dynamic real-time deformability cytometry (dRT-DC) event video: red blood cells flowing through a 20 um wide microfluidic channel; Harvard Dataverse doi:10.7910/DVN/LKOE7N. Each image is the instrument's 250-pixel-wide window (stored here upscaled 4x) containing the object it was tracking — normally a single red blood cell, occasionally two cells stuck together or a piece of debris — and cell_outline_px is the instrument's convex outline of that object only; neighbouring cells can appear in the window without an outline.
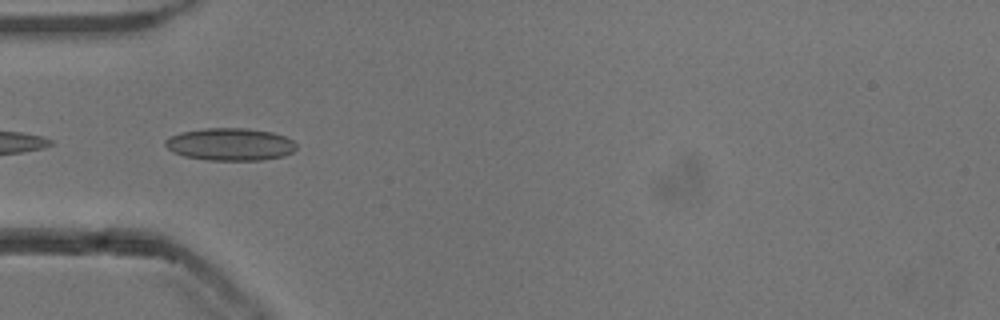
{"species": "common noctule bat (a hibernating species)", "species_latin": "Nyctalus noctula", "temperature_condition": "cold", "stored_images_in_passage": 20, "camera_frame_rate_fps": 3000, "um_per_image_px": 0.085, "animal": {"sex": "male", "body_mass_g": 13.3}, "frame": {"image": 1, "passage_image": 6, "time_ms": 1.667, "image_size_px": [1000, 320], "cell_outline_px": [[296, 148], [292, 152], [284, 156], [260, 160], [208, 160], [184, 156], [172, 152], [164, 144], [164, 140], [180, 132], [204, 128], [244, 128], [272, 132], [284, 136], [292, 140], [296, 144]], "centroid_in_image_um": [19.55, 12.26], "position_along_channel_um": 65.4, "area_um2": 24.8}}
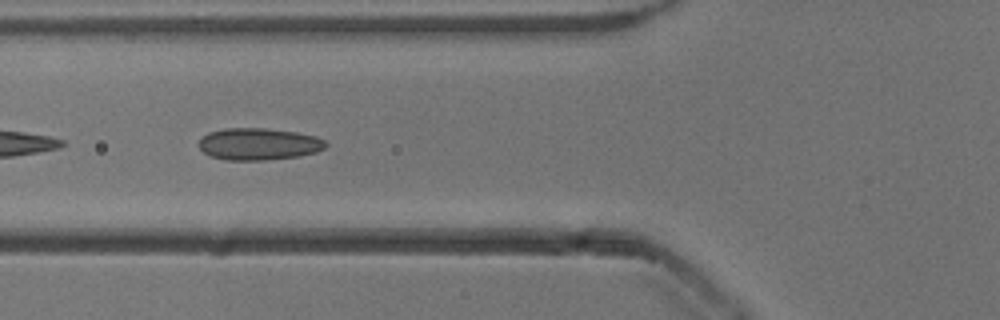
{"frame": {"image": 2, "passage_image": 9, "time_ms": 2.667, "image_size_px": [1000, 320], "cell_outline_px": [[328, 144], [324, 148], [316, 152], [300, 156], [264, 160], [228, 160], [212, 156], [204, 152], [200, 148], [200, 140], [208, 132], [224, 128], [264, 128], [296, 132], [316, 136], [324, 140]], "centroid_in_image_um": [22.01, 12.24], "position_along_channel_um": 103.8, "area_um2": 23.52}}